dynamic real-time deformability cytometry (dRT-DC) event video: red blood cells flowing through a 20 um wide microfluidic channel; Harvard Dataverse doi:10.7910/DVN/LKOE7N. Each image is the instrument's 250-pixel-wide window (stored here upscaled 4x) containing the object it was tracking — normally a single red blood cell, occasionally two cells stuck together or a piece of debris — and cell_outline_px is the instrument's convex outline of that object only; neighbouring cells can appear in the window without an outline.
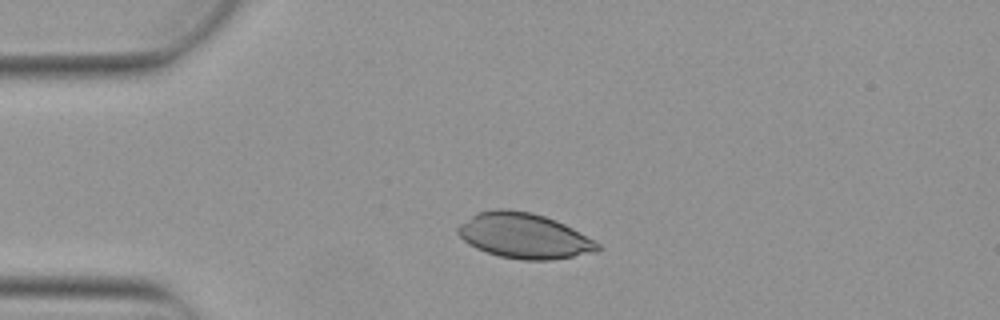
{"species": "Egyptian fruit bat (a non-hibernating species)", "species_latin": "Rousettus aegyptiacus", "temperature_condition": "warm", "stored_images_in_passage": 4, "camera_frame_rate_fps": 3000, "um_per_image_px": 0.085, "animal": {"sex": "female"}, "frame": {"image": 1, "passage_image": 3, "time_ms": 0.667, "image_size_px": [1000, 320], "cell_outline_px": [[600, 248], [596, 252], [552, 260], [520, 260], [500, 256], [476, 248], [468, 244], [456, 232], [456, 228], [460, 224], [476, 212], [496, 208], [508, 208], [532, 212], [556, 220], [572, 228], [600, 244]], "centroid_in_image_um": [44.52, 20.03], "position_along_channel_um": 40.5, "area_um2": 36.93}}